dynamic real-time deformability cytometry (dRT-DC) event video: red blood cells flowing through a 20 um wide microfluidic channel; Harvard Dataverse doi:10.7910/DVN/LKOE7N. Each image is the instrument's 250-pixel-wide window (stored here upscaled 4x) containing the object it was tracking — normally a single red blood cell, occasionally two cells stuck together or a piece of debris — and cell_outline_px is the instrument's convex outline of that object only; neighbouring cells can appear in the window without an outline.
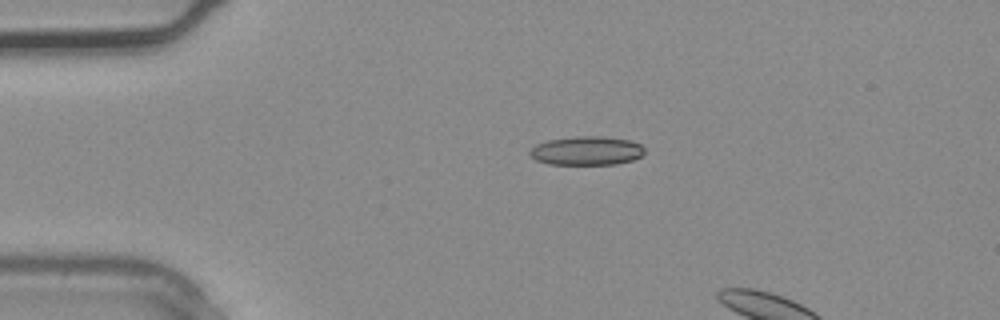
{"species": "common noctule bat (a hibernating species)", "species_latin": "Nyctalus noctula", "temperature_condition": "warm", "stored_images_in_passage": 2, "camera_frame_rate_fps": 3000, "um_per_image_px": 0.085, "animal": {"sex": "male", "body_mass_g": 20.4}, "frame": {"image": 1, "passage_image": 1, "time_ms": 0.0, "image_size_px": [1000, 320], "cell_outline_px": [[644, 152], [640, 156], [632, 160], [616, 164], [548, 164], [536, 160], [528, 152], [536, 144], [548, 140], [572, 136], [604, 136], [628, 140], [640, 144], [644, 148]], "centroid_in_image_um": [49.85, 12.8], "position_along_channel_um": 35.2, "area_um2": 19.25}}